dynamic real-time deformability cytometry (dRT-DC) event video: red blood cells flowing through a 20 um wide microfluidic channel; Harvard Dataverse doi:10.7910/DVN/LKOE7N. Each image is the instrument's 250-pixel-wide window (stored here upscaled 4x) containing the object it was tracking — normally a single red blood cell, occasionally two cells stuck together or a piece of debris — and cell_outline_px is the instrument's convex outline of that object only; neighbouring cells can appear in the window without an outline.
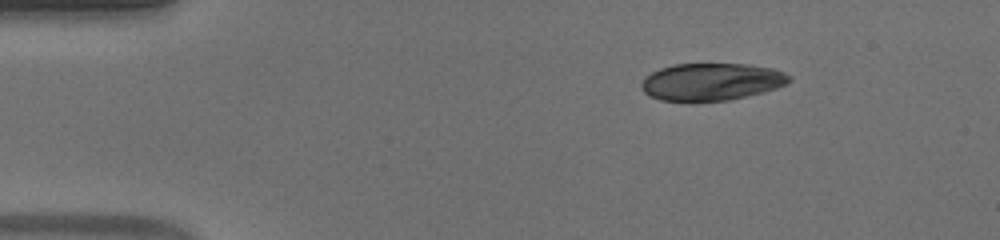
{"species": "human", "species_latin": "Homo sapiens", "temperature_condition": "warm", "stored_images_in_passage": 45, "camera_frame_rate_fps": 3000, "um_per_image_px": 0.085, "donor": {"sex": "male"}, "frame": {"image": 1, "passage_image": 1, "time_ms": 0.0, "image_size_px": [1000, 240], "cell_outline_px": [[792, 80], [776, 88], [764, 92], [728, 100], [692, 104], [688, 104], [660, 100], [644, 92], [640, 88], [640, 84], [644, 76], [660, 68], [676, 64], [748, 64], [772, 68], [784, 72], [792, 76]], "centroid_in_image_um": [60.43, 6.99], "position_along_channel_um": 24.6, "area_um2": 33.0}}
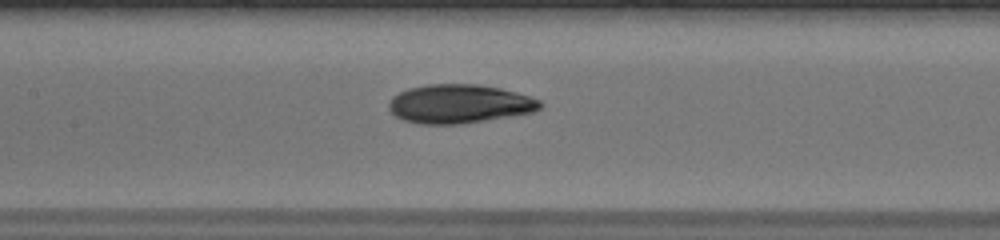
{"frame": {"image": 2, "passage_image": 18, "time_ms": 5.667, "image_size_px": [1000, 240], "cell_outline_px": [[544, 104], [540, 108], [532, 112], [460, 124], [420, 124], [404, 120], [396, 116], [388, 108], [388, 104], [392, 96], [408, 88], [428, 84], [480, 84], [500, 88], [516, 92], [540, 100]], "centroid_in_image_um": [39.02, 8.82], "position_along_channel_um": 168.4, "area_um2": 34.1}}
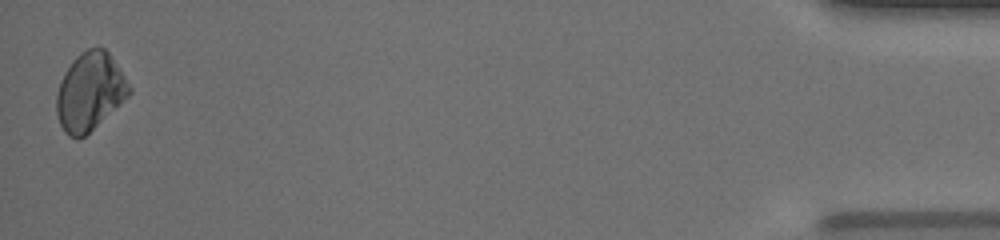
{"frame": {"image": 3, "passage_image": 45, "time_ms": 14.667, "image_size_px": [1000, 240], "cell_outline_px": [[132, 92], [128, 96], [84, 136], [76, 140], [68, 136], [64, 132], [60, 124], [56, 112], [56, 96], [60, 80], [64, 72], [72, 60], [80, 52], [88, 48], [104, 48], [108, 52], [132, 88]], "centroid_in_image_um": [7.6, 7.79], "position_along_channel_um": 427.6, "area_um2": 32.71}, "authors_computed_cell_mechanics": {"area_um2": 33.235, "velocity_mm_per_s": 3.8993, "shape_relaxation_time_tau1_ms": 7.9, "shape_relaxation_time_tau2_ms": 6.8576, "deformation_change_tau1": 0.1772, "deformation_change_tau2": 0.0632}}